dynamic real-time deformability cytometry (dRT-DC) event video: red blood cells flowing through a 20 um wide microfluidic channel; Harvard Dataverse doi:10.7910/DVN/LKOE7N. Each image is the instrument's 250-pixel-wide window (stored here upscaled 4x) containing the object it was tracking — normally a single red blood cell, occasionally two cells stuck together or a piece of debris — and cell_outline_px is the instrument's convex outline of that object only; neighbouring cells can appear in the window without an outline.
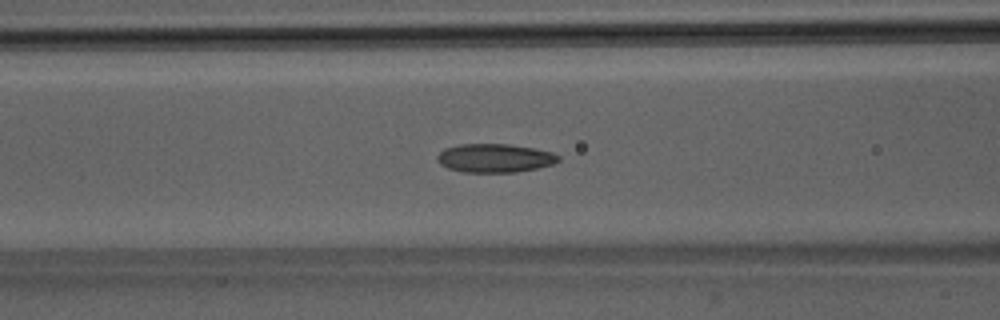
{"species": "Egyptian fruit bat (a non-hibernating species)", "species_latin": "Rousettus aegyptiacus", "temperature_condition": "room temperature", "stored_images_in_passage": 39, "camera_frame_rate_fps": 3000, "um_per_image_px": 0.085, "animal": {"sex": "male"}, "frame": {"image": 1, "passage_image": 11, "time_ms": 3.333, "image_size_px": [1000, 320], "cell_outline_px": [[560, 160], [552, 164], [536, 168], [516, 172], [460, 172], [448, 168], [440, 164], [436, 160], [436, 156], [444, 148], [460, 144], [508, 144], [536, 148], [552, 152], [560, 156]], "centroid_in_image_um": [42.04, 13.43], "position_along_channel_um": 124.6, "area_um2": 20.35}}
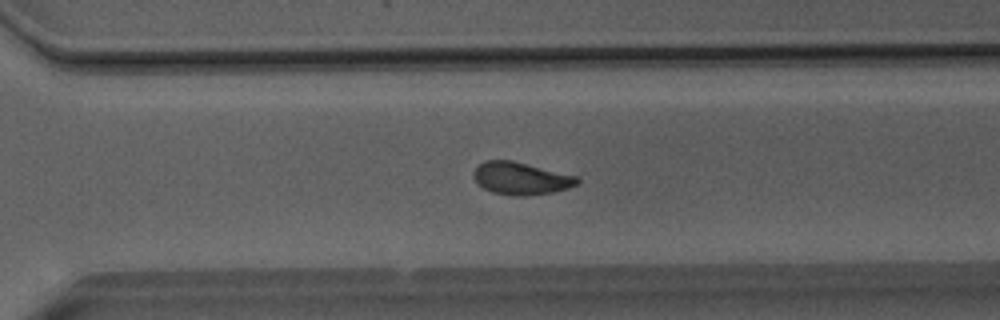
{"frame": {"image": 2, "passage_image": 26, "time_ms": 8.333, "image_size_px": [1000, 320], "cell_outline_px": [[580, 180], [576, 184], [568, 188], [552, 192], [524, 196], [512, 196], [492, 192], [484, 188], [472, 176], [472, 172], [484, 160], [512, 160], [576, 176]], "centroid_in_image_um": [44.25, 15.16], "position_along_channel_um": 326.4, "area_um2": 19.42}}
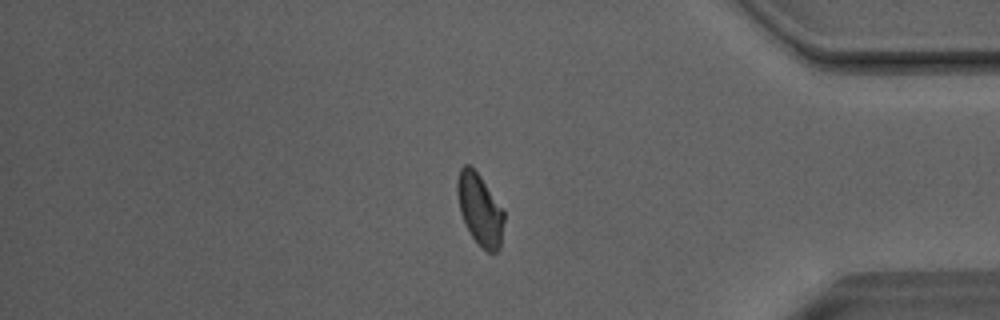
{"frame": {"image": 3, "passage_image": 33, "time_ms": 10.667, "image_size_px": [1000, 320], "cell_outline_px": [[504, 220], [500, 248], [496, 252], [488, 252], [472, 236], [460, 212], [456, 188], [456, 180], [460, 168], [464, 164], [468, 164], [480, 176], [504, 208]], "centroid_in_image_um": [40.8, 17.77], "position_along_channel_um": 394.4, "area_um2": 19.36}, "authors_computed_cell_mechanics": {"area_um2": 19.5364, "velocity_mm_per_s": 4.0467, "shape_relaxation_time_tau1_ms": 4.8277, "shape_relaxation_time_tau2_ms": 1.6619, "deformation_change_tau1": 0.1526, "deformation_change_tau2": 0.0741}}